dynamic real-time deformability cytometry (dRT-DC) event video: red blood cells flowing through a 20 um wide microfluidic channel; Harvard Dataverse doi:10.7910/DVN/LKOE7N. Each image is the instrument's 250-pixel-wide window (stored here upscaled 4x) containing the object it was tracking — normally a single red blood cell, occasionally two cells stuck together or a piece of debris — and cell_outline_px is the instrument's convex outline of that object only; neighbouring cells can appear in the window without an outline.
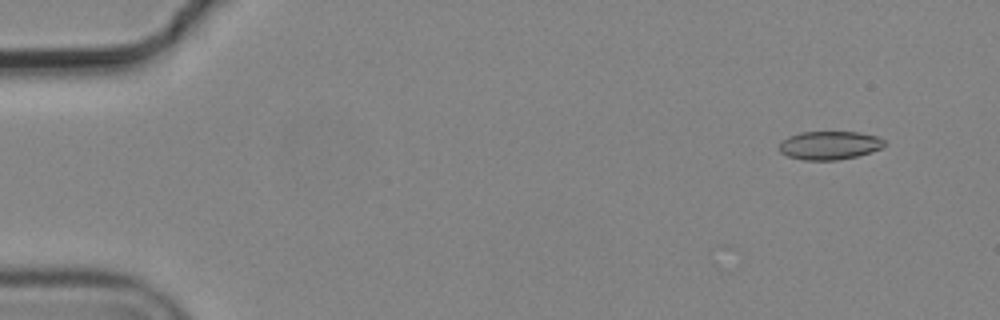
{"species": "common noctule bat (a hibernating species)", "species_latin": "Nyctalus noctula", "temperature_condition": "cold", "stored_images_in_passage": 4, "camera_frame_rate_fps": 3000, "um_per_image_px": 0.085, "animal": {"sex": "male", "body_mass_g": 19.2, "forearm_length_mm": 51.8}, "frame": {"image": 1, "passage_image": 1, "time_ms": 0.0, "image_size_px": [1000, 320], "cell_outline_px": [[884, 144], [880, 148], [872, 152], [856, 156], [836, 160], [804, 160], [788, 156], [780, 152], [780, 144], [788, 136], [800, 132], [860, 132], [876, 136], [884, 140]], "centroid_in_image_um": [70.5, 12.35], "position_along_channel_um": 14.5, "area_um2": 17.28}}
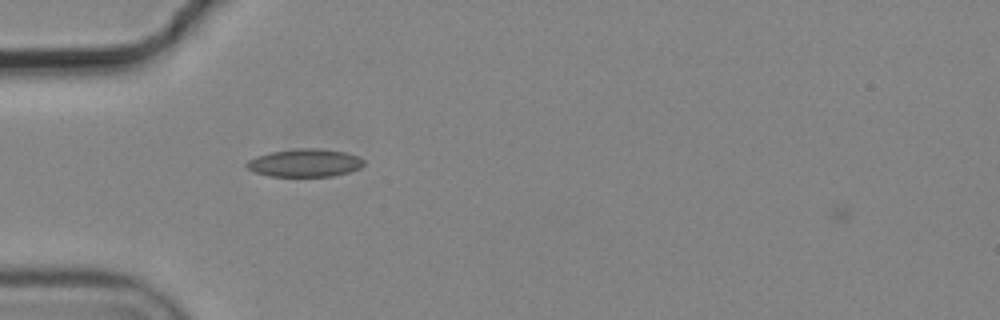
{"frame": {"image": 2, "passage_image": 4, "time_ms": 1.0, "image_size_px": [1000, 320], "cell_outline_px": [[364, 164], [360, 168], [348, 172], [332, 176], [268, 176], [256, 172], [248, 168], [244, 164], [248, 160], [256, 156], [272, 152], [296, 148], [320, 148], [344, 152], [356, 156], [364, 160]], "centroid_in_image_um": [25.9, 13.84], "position_along_channel_um": 59.1, "area_um2": 18.96}}